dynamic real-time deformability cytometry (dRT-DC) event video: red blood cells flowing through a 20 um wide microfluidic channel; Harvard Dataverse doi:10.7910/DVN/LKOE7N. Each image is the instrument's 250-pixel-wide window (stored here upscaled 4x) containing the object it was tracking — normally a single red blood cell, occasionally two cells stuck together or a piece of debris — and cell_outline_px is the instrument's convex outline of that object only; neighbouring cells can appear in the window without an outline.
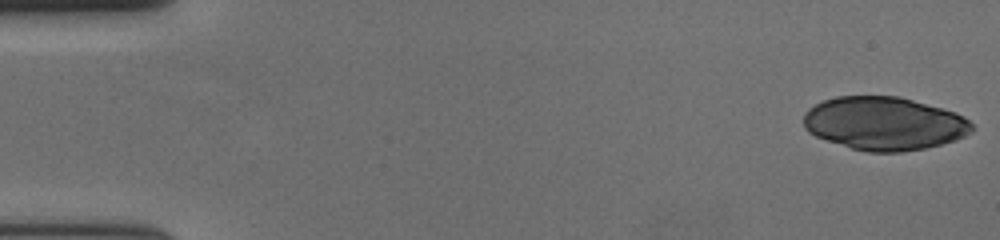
{"species": "human", "species_latin": "Homo sapiens", "temperature_condition": "cold", "stored_images_in_passage": 11, "camera_frame_rate_fps": 3000, "um_per_image_px": 0.085, "donor": {"sex": "female"}, "frame": {"image": 1, "passage_image": 1, "time_ms": 0.0, "image_size_px": [1000, 240], "cell_outline_px": [[972, 132], [956, 140], [924, 148], [900, 152], [868, 152], [852, 148], [816, 136], [808, 132], [804, 128], [804, 112], [808, 108], [824, 100], [836, 96], [900, 96], [956, 112], [964, 116], [972, 124]], "centroid_in_image_um": [75.16, 10.48], "position_along_channel_um": 9.8, "area_um2": 52.25}}